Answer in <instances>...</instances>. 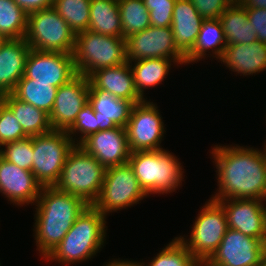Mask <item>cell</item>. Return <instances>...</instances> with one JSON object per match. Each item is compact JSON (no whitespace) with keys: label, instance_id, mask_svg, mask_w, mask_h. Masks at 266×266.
<instances>
[{"label":"cell","instance_id":"obj_9","mask_svg":"<svg viewBox=\"0 0 266 266\" xmlns=\"http://www.w3.org/2000/svg\"><path fill=\"white\" fill-rule=\"evenodd\" d=\"M76 144L63 130L32 136L33 164L31 172L44 186H54L61 175L64 162Z\"/></svg>","mask_w":266,"mask_h":266},{"label":"cell","instance_id":"obj_27","mask_svg":"<svg viewBox=\"0 0 266 266\" xmlns=\"http://www.w3.org/2000/svg\"><path fill=\"white\" fill-rule=\"evenodd\" d=\"M227 45L258 40L256 30L250 25L246 9L241 5L228 7L219 17Z\"/></svg>","mask_w":266,"mask_h":266},{"label":"cell","instance_id":"obj_44","mask_svg":"<svg viewBox=\"0 0 266 266\" xmlns=\"http://www.w3.org/2000/svg\"><path fill=\"white\" fill-rule=\"evenodd\" d=\"M7 39L0 33V47Z\"/></svg>","mask_w":266,"mask_h":266},{"label":"cell","instance_id":"obj_3","mask_svg":"<svg viewBox=\"0 0 266 266\" xmlns=\"http://www.w3.org/2000/svg\"><path fill=\"white\" fill-rule=\"evenodd\" d=\"M107 217L93 205L77 217L66 236L44 260L63 265L82 263L97 256L106 243Z\"/></svg>","mask_w":266,"mask_h":266},{"label":"cell","instance_id":"obj_38","mask_svg":"<svg viewBox=\"0 0 266 266\" xmlns=\"http://www.w3.org/2000/svg\"><path fill=\"white\" fill-rule=\"evenodd\" d=\"M204 20L219 19L231 5L226 0H190Z\"/></svg>","mask_w":266,"mask_h":266},{"label":"cell","instance_id":"obj_45","mask_svg":"<svg viewBox=\"0 0 266 266\" xmlns=\"http://www.w3.org/2000/svg\"><path fill=\"white\" fill-rule=\"evenodd\" d=\"M260 266H266V251L262 260V264Z\"/></svg>","mask_w":266,"mask_h":266},{"label":"cell","instance_id":"obj_41","mask_svg":"<svg viewBox=\"0 0 266 266\" xmlns=\"http://www.w3.org/2000/svg\"><path fill=\"white\" fill-rule=\"evenodd\" d=\"M144 261H134V260H128V259H114L106 262V264H103V266H143Z\"/></svg>","mask_w":266,"mask_h":266},{"label":"cell","instance_id":"obj_35","mask_svg":"<svg viewBox=\"0 0 266 266\" xmlns=\"http://www.w3.org/2000/svg\"><path fill=\"white\" fill-rule=\"evenodd\" d=\"M98 131L99 120L95 117L93 107L88 103L81 109L74 124L66 132L68 133V136L73 140V142L78 145L88 135Z\"/></svg>","mask_w":266,"mask_h":266},{"label":"cell","instance_id":"obj_26","mask_svg":"<svg viewBox=\"0 0 266 266\" xmlns=\"http://www.w3.org/2000/svg\"><path fill=\"white\" fill-rule=\"evenodd\" d=\"M0 99L11 109L28 137L41 135L52 130L49 115L44 111L18 99L12 93L4 94Z\"/></svg>","mask_w":266,"mask_h":266},{"label":"cell","instance_id":"obj_16","mask_svg":"<svg viewBox=\"0 0 266 266\" xmlns=\"http://www.w3.org/2000/svg\"><path fill=\"white\" fill-rule=\"evenodd\" d=\"M214 201L223 208L228 228L266 242L265 200L221 199Z\"/></svg>","mask_w":266,"mask_h":266},{"label":"cell","instance_id":"obj_25","mask_svg":"<svg viewBox=\"0 0 266 266\" xmlns=\"http://www.w3.org/2000/svg\"><path fill=\"white\" fill-rule=\"evenodd\" d=\"M173 63L175 67L179 66L176 65L177 62L175 60L167 58H150L129 62L135 89L143 100H147L144 93L146 89L156 88L162 82L164 83V79L167 78Z\"/></svg>","mask_w":266,"mask_h":266},{"label":"cell","instance_id":"obj_42","mask_svg":"<svg viewBox=\"0 0 266 266\" xmlns=\"http://www.w3.org/2000/svg\"><path fill=\"white\" fill-rule=\"evenodd\" d=\"M241 6L245 9L249 8L266 9V0H243Z\"/></svg>","mask_w":266,"mask_h":266},{"label":"cell","instance_id":"obj_12","mask_svg":"<svg viewBox=\"0 0 266 266\" xmlns=\"http://www.w3.org/2000/svg\"><path fill=\"white\" fill-rule=\"evenodd\" d=\"M128 62L150 58L173 59L177 65H186L185 56L174 42L172 28L149 26L145 30L126 38Z\"/></svg>","mask_w":266,"mask_h":266},{"label":"cell","instance_id":"obj_15","mask_svg":"<svg viewBox=\"0 0 266 266\" xmlns=\"http://www.w3.org/2000/svg\"><path fill=\"white\" fill-rule=\"evenodd\" d=\"M88 77L77 74L56 92L55 102L49 115L53 130L67 131L75 122L81 109L89 103Z\"/></svg>","mask_w":266,"mask_h":266},{"label":"cell","instance_id":"obj_4","mask_svg":"<svg viewBox=\"0 0 266 266\" xmlns=\"http://www.w3.org/2000/svg\"><path fill=\"white\" fill-rule=\"evenodd\" d=\"M179 161L166 149L131 152L128 159L139 185L148 196L171 194L182 187L185 172Z\"/></svg>","mask_w":266,"mask_h":266},{"label":"cell","instance_id":"obj_5","mask_svg":"<svg viewBox=\"0 0 266 266\" xmlns=\"http://www.w3.org/2000/svg\"><path fill=\"white\" fill-rule=\"evenodd\" d=\"M106 169L93 156L75 145L69 152L58 182V190L81 198L93 205L101 192Z\"/></svg>","mask_w":266,"mask_h":266},{"label":"cell","instance_id":"obj_43","mask_svg":"<svg viewBox=\"0 0 266 266\" xmlns=\"http://www.w3.org/2000/svg\"><path fill=\"white\" fill-rule=\"evenodd\" d=\"M231 6L232 5H241L243 0H226Z\"/></svg>","mask_w":266,"mask_h":266},{"label":"cell","instance_id":"obj_11","mask_svg":"<svg viewBox=\"0 0 266 266\" xmlns=\"http://www.w3.org/2000/svg\"><path fill=\"white\" fill-rule=\"evenodd\" d=\"M158 108L156 103L148 99L132 107L125 127L131 152L164 149L160 144L164 140L166 128Z\"/></svg>","mask_w":266,"mask_h":266},{"label":"cell","instance_id":"obj_36","mask_svg":"<svg viewBox=\"0 0 266 266\" xmlns=\"http://www.w3.org/2000/svg\"><path fill=\"white\" fill-rule=\"evenodd\" d=\"M27 137L11 109L0 99V147Z\"/></svg>","mask_w":266,"mask_h":266},{"label":"cell","instance_id":"obj_30","mask_svg":"<svg viewBox=\"0 0 266 266\" xmlns=\"http://www.w3.org/2000/svg\"><path fill=\"white\" fill-rule=\"evenodd\" d=\"M118 6L125 39L151 25L149 11L143 0H118Z\"/></svg>","mask_w":266,"mask_h":266},{"label":"cell","instance_id":"obj_32","mask_svg":"<svg viewBox=\"0 0 266 266\" xmlns=\"http://www.w3.org/2000/svg\"><path fill=\"white\" fill-rule=\"evenodd\" d=\"M91 0H54V10L76 34L87 31L90 21Z\"/></svg>","mask_w":266,"mask_h":266},{"label":"cell","instance_id":"obj_17","mask_svg":"<svg viewBox=\"0 0 266 266\" xmlns=\"http://www.w3.org/2000/svg\"><path fill=\"white\" fill-rule=\"evenodd\" d=\"M78 145L105 169L128 162L131 154L126 129L121 126L92 133Z\"/></svg>","mask_w":266,"mask_h":266},{"label":"cell","instance_id":"obj_29","mask_svg":"<svg viewBox=\"0 0 266 266\" xmlns=\"http://www.w3.org/2000/svg\"><path fill=\"white\" fill-rule=\"evenodd\" d=\"M57 89L58 87L52 86L50 83L34 82L33 79L23 76L12 94L50 115L54 106Z\"/></svg>","mask_w":266,"mask_h":266},{"label":"cell","instance_id":"obj_19","mask_svg":"<svg viewBox=\"0 0 266 266\" xmlns=\"http://www.w3.org/2000/svg\"><path fill=\"white\" fill-rule=\"evenodd\" d=\"M90 89H98L110 95L131 101L133 104L143 101L138 95L129 62L113 67L101 68L88 76Z\"/></svg>","mask_w":266,"mask_h":266},{"label":"cell","instance_id":"obj_20","mask_svg":"<svg viewBox=\"0 0 266 266\" xmlns=\"http://www.w3.org/2000/svg\"><path fill=\"white\" fill-rule=\"evenodd\" d=\"M219 61L237 75L255 76L266 70V43L227 45Z\"/></svg>","mask_w":266,"mask_h":266},{"label":"cell","instance_id":"obj_14","mask_svg":"<svg viewBox=\"0 0 266 266\" xmlns=\"http://www.w3.org/2000/svg\"><path fill=\"white\" fill-rule=\"evenodd\" d=\"M77 75L72 54L30 50L24 76L34 82L60 87Z\"/></svg>","mask_w":266,"mask_h":266},{"label":"cell","instance_id":"obj_47","mask_svg":"<svg viewBox=\"0 0 266 266\" xmlns=\"http://www.w3.org/2000/svg\"><path fill=\"white\" fill-rule=\"evenodd\" d=\"M266 142V141H265ZM264 152H265V155H266V143L264 144Z\"/></svg>","mask_w":266,"mask_h":266},{"label":"cell","instance_id":"obj_18","mask_svg":"<svg viewBox=\"0 0 266 266\" xmlns=\"http://www.w3.org/2000/svg\"><path fill=\"white\" fill-rule=\"evenodd\" d=\"M42 185L29 170L18 167L0 156V193L15 206L34 205Z\"/></svg>","mask_w":266,"mask_h":266},{"label":"cell","instance_id":"obj_1","mask_svg":"<svg viewBox=\"0 0 266 266\" xmlns=\"http://www.w3.org/2000/svg\"><path fill=\"white\" fill-rule=\"evenodd\" d=\"M210 151L216 167L217 191L212 200H266V155L250 146L215 145Z\"/></svg>","mask_w":266,"mask_h":266},{"label":"cell","instance_id":"obj_22","mask_svg":"<svg viewBox=\"0 0 266 266\" xmlns=\"http://www.w3.org/2000/svg\"><path fill=\"white\" fill-rule=\"evenodd\" d=\"M203 20L190 0H176L171 28L176 47L184 56L192 50Z\"/></svg>","mask_w":266,"mask_h":266},{"label":"cell","instance_id":"obj_8","mask_svg":"<svg viewBox=\"0 0 266 266\" xmlns=\"http://www.w3.org/2000/svg\"><path fill=\"white\" fill-rule=\"evenodd\" d=\"M25 40L32 50L72 54L75 33L50 7L28 14Z\"/></svg>","mask_w":266,"mask_h":266},{"label":"cell","instance_id":"obj_40","mask_svg":"<svg viewBox=\"0 0 266 266\" xmlns=\"http://www.w3.org/2000/svg\"><path fill=\"white\" fill-rule=\"evenodd\" d=\"M27 14L53 7L54 0H13Z\"/></svg>","mask_w":266,"mask_h":266},{"label":"cell","instance_id":"obj_2","mask_svg":"<svg viewBox=\"0 0 266 266\" xmlns=\"http://www.w3.org/2000/svg\"><path fill=\"white\" fill-rule=\"evenodd\" d=\"M34 238L39 256L46 259L88 206L81 198L44 186L35 202Z\"/></svg>","mask_w":266,"mask_h":266},{"label":"cell","instance_id":"obj_24","mask_svg":"<svg viewBox=\"0 0 266 266\" xmlns=\"http://www.w3.org/2000/svg\"><path fill=\"white\" fill-rule=\"evenodd\" d=\"M226 46L220 20H203L196 42L192 50L185 56L186 65L200 62V60H204L209 55L212 58H216L215 60L220 59Z\"/></svg>","mask_w":266,"mask_h":266},{"label":"cell","instance_id":"obj_33","mask_svg":"<svg viewBox=\"0 0 266 266\" xmlns=\"http://www.w3.org/2000/svg\"><path fill=\"white\" fill-rule=\"evenodd\" d=\"M148 261L144 262L146 266H196L199 263L178 237H174Z\"/></svg>","mask_w":266,"mask_h":266},{"label":"cell","instance_id":"obj_37","mask_svg":"<svg viewBox=\"0 0 266 266\" xmlns=\"http://www.w3.org/2000/svg\"><path fill=\"white\" fill-rule=\"evenodd\" d=\"M150 15L151 26L170 27L176 0H143Z\"/></svg>","mask_w":266,"mask_h":266},{"label":"cell","instance_id":"obj_7","mask_svg":"<svg viewBox=\"0 0 266 266\" xmlns=\"http://www.w3.org/2000/svg\"><path fill=\"white\" fill-rule=\"evenodd\" d=\"M195 219L189 238L188 235L177 237L199 263H205L217 250L228 230L226 215L216 201L209 199Z\"/></svg>","mask_w":266,"mask_h":266},{"label":"cell","instance_id":"obj_31","mask_svg":"<svg viewBox=\"0 0 266 266\" xmlns=\"http://www.w3.org/2000/svg\"><path fill=\"white\" fill-rule=\"evenodd\" d=\"M28 14L13 0H0V33L6 39L25 38Z\"/></svg>","mask_w":266,"mask_h":266},{"label":"cell","instance_id":"obj_6","mask_svg":"<svg viewBox=\"0 0 266 266\" xmlns=\"http://www.w3.org/2000/svg\"><path fill=\"white\" fill-rule=\"evenodd\" d=\"M72 55L77 74L88 77L98 69L127 62L126 39L90 30L80 32L75 35Z\"/></svg>","mask_w":266,"mask_h":266},{"label":"cell","instance_id":"obj_13","mask_svg":"<svg viewBox=\"0 0 266 266\" xmlns=\"http://www.w3.org/2000/svg\"><path fill=\"white\" fill-rule=\"evenodd\" d=\"M265 251L263 239L228 228L217 250L205 263L208 266H260Z\"/></svg>","mask_w":266,"mask_h":266},{"label":"cell","instance_id":"obj_34","mask_svg":"<svg viewBox=\"0 0 266 266\" xmlns=\"http://www.w3.org/2000/svg\"><path fill=\"white\" fill-rule=\"evenodd\" d=\"M32 137L7 143L0 147V156L20 168L31 171L33 164Z\"/></svg>","mask_w":266,"mask_h":266},{"label":"cell","instance_id":"obj_10","mask_svg":"<svg viewBox=\"0 0 266 266\" xmlns=\"http://www.w3.org/2000/svg\"><path fill=\"white\" fill-rule=\"evenodd\" d=\"M147 197L132 167L126 162L106 169L100 195L93 206L107 217L131 208Z\"/></svg>","mask_w":266,"mask_h":266},{"label":"cell","instance_id":"obj_21","mask_svg":"<svg viewBox=\"0 0 266 266\" xmlns=\"http://www.w3.org/2000/svg\"><path fill=\"white\" fill-rule=\"evenodd\" d=\"M31 47L22 39H7L0 47V97L12 93L24 76Z\"/></svg>","mask_w":266,"mask_h":266},{"label":"cell","instance_id":"obj_28","mask_svg":"<svg viewBox=\"0 0 266 266\" xmlns=\"http://www.w3.org/2000/svg\"><path fill=\"white\" fill-rule=\"evenodd\" d=\"M88 30L123 37L118 0H91Z\"/></svg>","mask_w":266,"mask_h":266},{"label":"cell","instance_id":"obj_46","mask_svg":"<svg viewBox=\"0 0 266 266\" xmlns=\"http://www.w3.org/2000/svg\"><path fill=\"white\" fill-rule=\"evenodd\" d=\"M196 266H208L206 263H198Z\"/></svg>","mask_w":266,"mask_h":266},{"label":"cell","instance_id":"obj_23","mask_svg":"<svg viewBox=\"0 0 266 266\" xmlns=\"http://www.w3.org/2000/svg\"><path fill=\"white\" fill-rule=\"evenodd\" d=\"M89 104L99 120V131L126 127L134 104L98 89H89Z\"/></svg>","mask_w":266,"mask_h":266},{"label":"cell","instance_id":"obj_39","mask_svg":"<svg viewBox=\"0 0 266 266\" xmlns=\"http://www.w3.org/2000/svg\"><path fill=\"white\" fill-rule=\"evenodd\" d=\"M246 12L250 25L256 30L258 40L266 43V9L249 8Z\"/></svg>","mask_w":266,"mask_h":266}]
</instances>
